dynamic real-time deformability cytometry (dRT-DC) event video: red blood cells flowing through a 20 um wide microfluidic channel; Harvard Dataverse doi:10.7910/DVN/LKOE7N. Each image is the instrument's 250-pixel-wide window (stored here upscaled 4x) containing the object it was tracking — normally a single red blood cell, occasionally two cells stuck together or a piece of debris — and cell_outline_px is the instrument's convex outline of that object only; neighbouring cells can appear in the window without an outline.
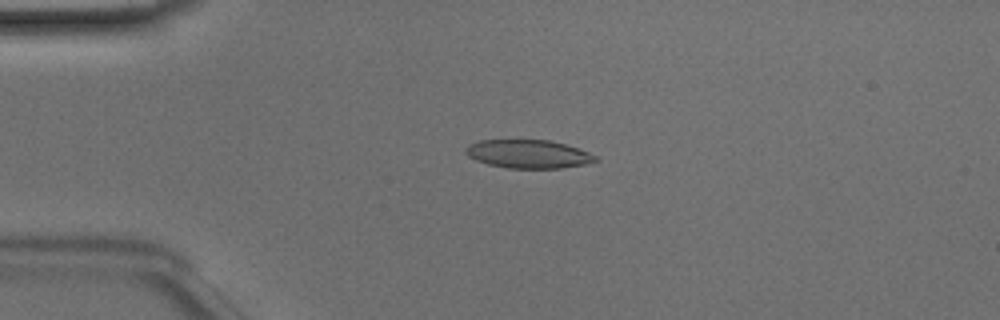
{"species": "Egyptian fruit bat (a non-hibernating species)", "species_latin": "Rousettus aegyptiacus", "temperature_condition": "room temperature", "stored_images_in_passage": 48, "camera_frame_rate_fps": 3000, "um_per_image_px": 0.085, "animal": {"sex": "male"}, "frame": {"image": 1, "passage_image": 11, "time_ms": 3.333, "image_size_px": [1000, 320], "cell_outline_px": [[600, 160], [584, 164], [560, 168], [508, 168], [488, 164], [476, 160], [468, 156], [464, 152], [464, 148], [468, 144], [480, 140], [548, 140], [564, 144], [588, 152], [596, 156]], "centroid_in_image_um": [44.86, 13.09], "position_along_channel_um": 40.1, "area_um2": 21.39}}
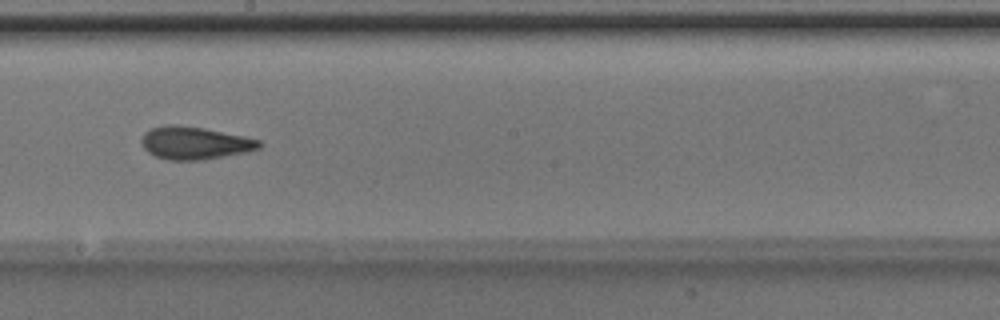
{"frame": {"image": 2, "passage_image": 27, "time_ms": 8.667, "image_size_px": [1000, 320], "cell_outline_px": [[264, 144], [260, 148], [244, 152], [200, 160], [168, 160], [156, 156], [148, 152], [144, 148], [140, 140], [144, 132], [152, 128], [168, 124], [176, 124], [204, 128], [244, 136], [260, 140]], "centroid_in_image_um": [16.54, 12.14], "position_along_channel_um": 231.7, "area_um2": 22.37}}
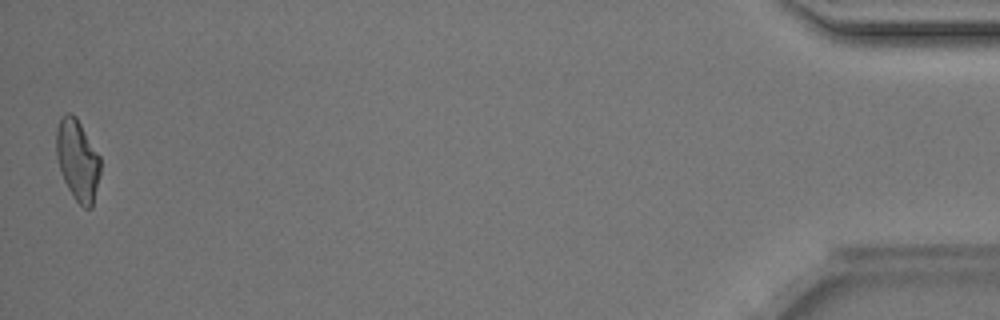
{"frame": {"image": 3, "passage_image": 48, "time_ms": 15.667, "image_size_px": [1000, 320], "cell_outline_px": [[100, 172], [92, 208], [84, 208], [76, 200], [68, 188], [64, 180], [56, 156], [56, 128], [60, 116], [68, 112], [72, 112], [76, 116], [100, 156]], "centroid_in_image_um": [6.58, 13.56], "position_along_channel_um": 428.6, "area_um2": 20.81}, "authors_computed_cell_mechanics": {"area_um2": 21.6461, "velocity_mm_per_s": 4.1265, "shape_relaxation_time_tau1_ms": 4.7451, "shape_relaxation_time_tau2_ms": 2.386, "deformation_change_tau1": 0.1587, "deformation_change_tau2": 0.0962}}